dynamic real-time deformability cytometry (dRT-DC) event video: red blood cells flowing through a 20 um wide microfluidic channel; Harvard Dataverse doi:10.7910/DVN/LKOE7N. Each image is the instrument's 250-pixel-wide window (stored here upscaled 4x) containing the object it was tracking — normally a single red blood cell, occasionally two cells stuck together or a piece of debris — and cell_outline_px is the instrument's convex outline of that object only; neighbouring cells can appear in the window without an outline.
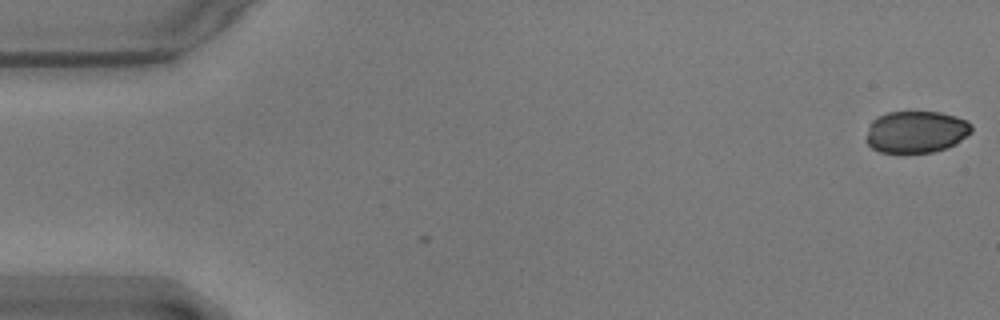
{"species": "common noctule bat (a hibernating species)", "species_latin": "Nyctalus noctula", "temperature_condition": "warm", "stored_images_in_passage": 3, "camera_frame_rate_fps": 3000, "um_per_image_px": 0.085, "animal": {"sex": "male", "body_mass_g": 17.9}, "frame": {"image": 1, "passage_image": 1, "time_ms": 0.0, "image_size_px": [1000, 320], "cell_outline_px": [[972, 132], [956, 144], [948, 148], [932, 152], [880, 152], [872, 148], [864, 140], [868, 128], [872, 120], [876, 116], [888, 112], [940, 112], [956, 116], [968, 120], [972, 124]], "centroid_in_image_um": [77.88, 11.2], "position_along_channel_um": 7.1, "area_um2": 26.07}}